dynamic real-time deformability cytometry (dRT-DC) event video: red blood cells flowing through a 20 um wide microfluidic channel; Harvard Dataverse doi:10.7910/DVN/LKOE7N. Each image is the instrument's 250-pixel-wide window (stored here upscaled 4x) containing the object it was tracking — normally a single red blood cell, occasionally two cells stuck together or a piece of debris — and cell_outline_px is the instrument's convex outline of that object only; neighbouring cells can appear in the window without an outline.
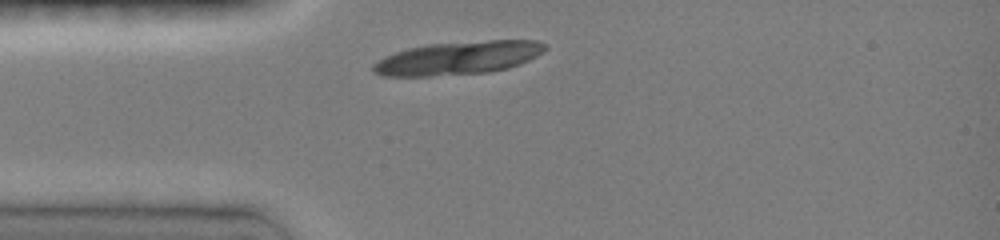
{"species": "common noctule bat (a hibernating species)", "species_latin": "Nyctalus noctula", "temperature_condition": "room temperature", "stored_images_in_passage": 1, "camera_frame_rate_fps": 3000, "um_per_image_px": 0.085, "animal": {"sex": "female", "body_mass_g": 19.0, "forearm_length_mm": 51.5}, "frame": {"image": 1, "passage_image": 1, "time_ms": 0.0, "image_size_px": [1000, 240], "cell_outline_px": [[548, 48], [544, 52], [520, 64], [508, 68], [488, 72], [428, 76], [380, 76], [372, 72], [372, 64], [376, 60], [384, 56], [408, 48], [428, 44], [488, 40], [536, 40], [548, 44]], "centroid_in_image_um": [38.94, 4.92], "position_along_channel_um": 46.1, "area_um2": 33.52}}